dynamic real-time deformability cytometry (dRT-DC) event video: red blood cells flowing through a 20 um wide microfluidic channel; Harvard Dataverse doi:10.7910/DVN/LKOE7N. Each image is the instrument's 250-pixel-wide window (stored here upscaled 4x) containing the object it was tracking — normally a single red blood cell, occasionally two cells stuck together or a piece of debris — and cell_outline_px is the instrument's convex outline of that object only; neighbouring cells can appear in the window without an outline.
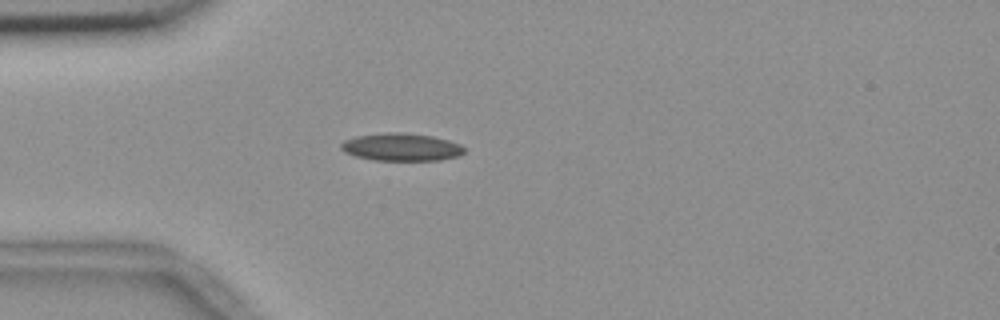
{"species": "common noctule bat (a hibernating species)", "species_latin": "Nyctalus noctula", "temperature_condition": "room temperature", "stored_images_in_passage": 55, "camera_frame_rate_fps": 3000, "um_per_image_px": 0.085, "animal": {"sex": "female", "body_mass_g": 18.4}, "frame": {"image": 1, "passage_image": 15, "time_ms": 4.667, "image_size_px": [1000, 320], "cell_outline_px": [[464, 152], [460, 156], [440, 160], [372, 160], [356, 156], [344, 152], [340, 148], [340, 144], [344, 140], [356, 136], [388, 132], [400, 132], [432, 136], [448, 140], [460, 144], [464, 148]], "centroid_in_image_um": [34.1, 12.5], "position_along_channel_um": 50.9, "area_um2": 19.88}}
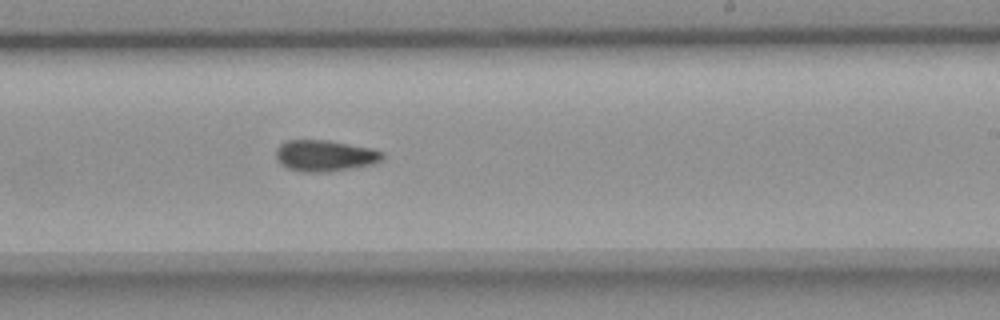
{"frame": {"image": 2, "passage_image": 33, "time_ms": 10.667, "image_size_px": [1000, 320], "cell_outline_px": [[384, 160], [372, 164], [328, 172], [300, 172], [288, 168], [280, 164], [276, 160], [276, 148], [284, 140], [328, 140], [372, 148], [384, 152]], "centroid_in_image_um": [27.6, 13.23], "position_along_channel_um": 261.4, "area_um2": 19.65}}
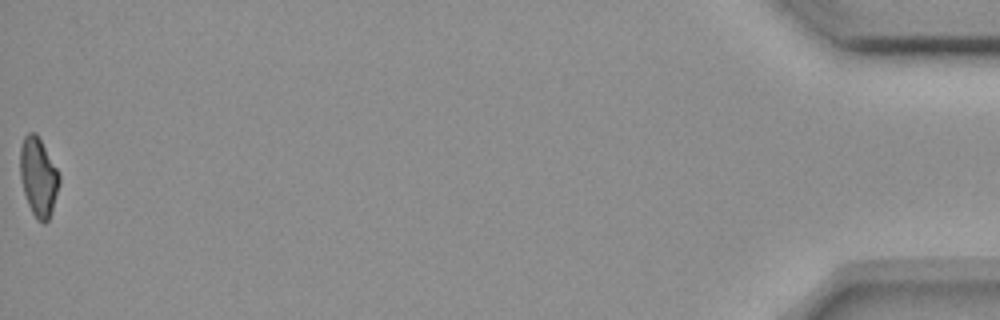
{"frame": {"image": 3, "passage_image": 55, "time_ms": 18.0, "image_size_px": [1000, 320], "cell_outline_px": [[60, 184], [52, 212], [48, 220], [44, 224], [36, 220], [28, 204], [24, 192], [20, 176], [20, 148], [24, 136], [28, 132], [36, 132], [56, 168], [60, 176]], "centroid_in_image_um": [3.26, 15.06], "position_along_channel_um": 431.9, "area_um2": 17.98}, "authors_computed_cell_mechanics": {"area_um2": 18.8428, "velocity_mm_per_s": 3.6884, "shape_relaxation_time_tau1_ms": null, "shape_relaxation_time_tau2_ms": 6.9737, "deformation_change_tau1": null, "deformation_change_tau2": 0.1296}}